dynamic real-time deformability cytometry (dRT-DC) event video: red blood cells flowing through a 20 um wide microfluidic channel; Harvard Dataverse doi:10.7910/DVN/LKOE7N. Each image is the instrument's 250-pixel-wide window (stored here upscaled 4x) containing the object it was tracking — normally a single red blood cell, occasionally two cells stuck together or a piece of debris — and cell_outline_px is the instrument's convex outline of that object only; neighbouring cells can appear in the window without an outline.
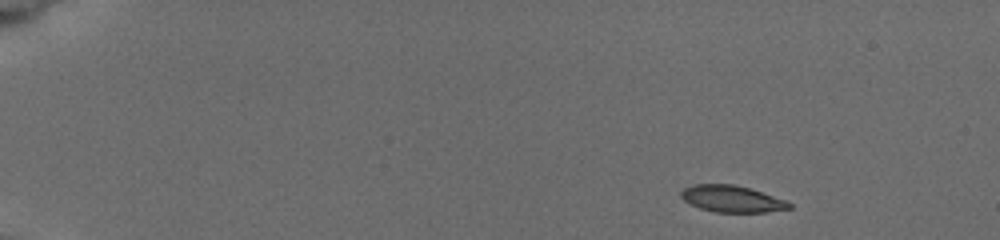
{"species": "common noctule bat (a hibernating species)", "species_latin": "Nyctalus noctula", "temperature_condition": "cold", "stored_images_in_passage": 7, "camera_frame_rate_fps": 3000, "um_per_image_px": 0.085, "animal": {"sex": "female", "body_mass_g": 19.5, "forearm_length_mm": 54.1}, "frame": {"image": 1, "passage_image": 1, "time_ms": 0.0, "image_size_px": [1000, 240], "cell_outline_px": [[792, 208], [764, 212], [716, 212], [700, 208], [684, 200], [680, 196], [680, 192], [684, 188], [692, 184], [732, 184], [748, 188], [784, 200], [792, 204]], "centroid_in_image_um": [62.17, 16.9], "position_along_channel_um": 22.8, "area_um2": 16.53}}
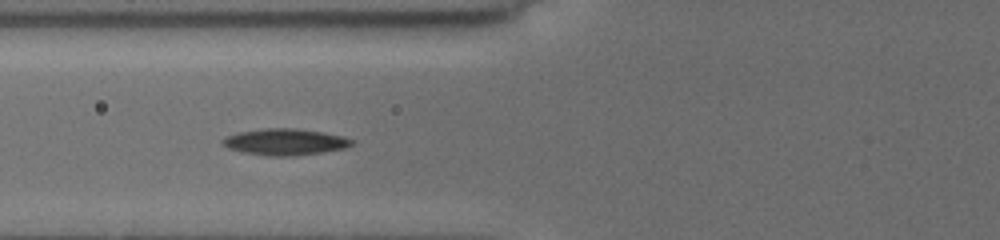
{"frame": {"image": 2, "passage_image": 6, "time_ms": 5.333, "image_size_px": [1000, 240], "cell_outline_px": [[356, 140], [348, 148], [324, 152], [296, 156], [268, 156], [240, 152], [228, 148], [224, 144], [224, 140], [228, 136], [236, 132], [264, 128], [296, 128], [324, 132], [344, 136]], "centroid_in_image_um": [24.3, 12.06], "position_along_channel_um": 101.5, "area_um2": 20.17}}
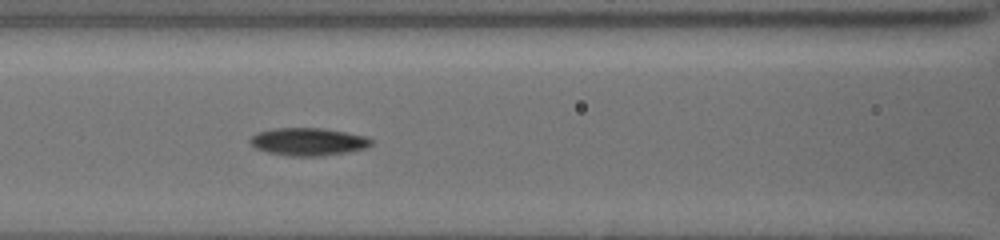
{"frame": {"image": 3, "passage_image": 7, "time_ms": 6.333, "image_size_px": [1000, 240], "cell_outline_px": [[372, 144], [368, 148], [348, 152], [320, 156], [292, 156], [268, 152], [256, 148], [248, 140], [256, 132], [276, 128], [324, 128], [368, 136], [372, 140]], "centroid_in_image_um": [26.24, 12.04], "position_along_channel_um": 140.4, "area_um2": 19.65}}